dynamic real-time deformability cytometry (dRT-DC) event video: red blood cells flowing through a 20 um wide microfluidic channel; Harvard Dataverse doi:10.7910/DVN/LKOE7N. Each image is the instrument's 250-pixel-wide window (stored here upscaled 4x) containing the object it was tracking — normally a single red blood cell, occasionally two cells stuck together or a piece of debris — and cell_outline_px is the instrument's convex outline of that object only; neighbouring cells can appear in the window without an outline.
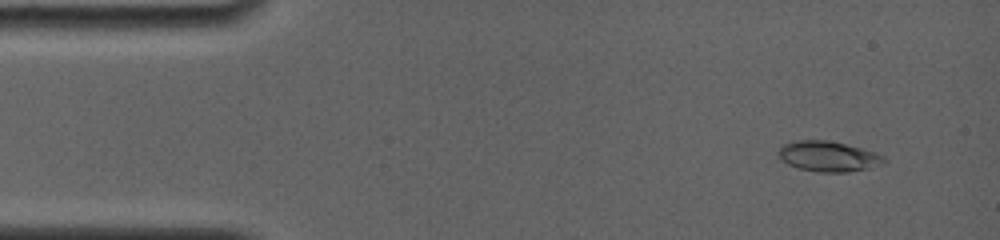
{"species": "common noctule bat (a hibernating species)", "species_latin": "Nyctalus noctula", "temperature_condition": "room temperature", "stored_images_in_passage": 28, "camera_frame_rate_fps": 4000, "um_per_image_px": 0.085, "animal": {"sex": "female", "body_mass_g": 19.0, "forearm_length_mm": 56.7}, "frame": {"image": 1, "passage_image": 4, "time_ms": 1.0, "image_size_px": [1000, 240], "cell_outline_px": [[888, 160], [880, 164], [868, 168], [848, 172], [816, 172], [800, 168], [788, 164], [780, 160], [780, 148], [784, 144], [796, 140], [828, 140], [860, 148], [884, 156]], "centroid_in_image_um": [70.39, 13.29], "position_along_channel_um": 14.6, "area_um2": 18.38}}
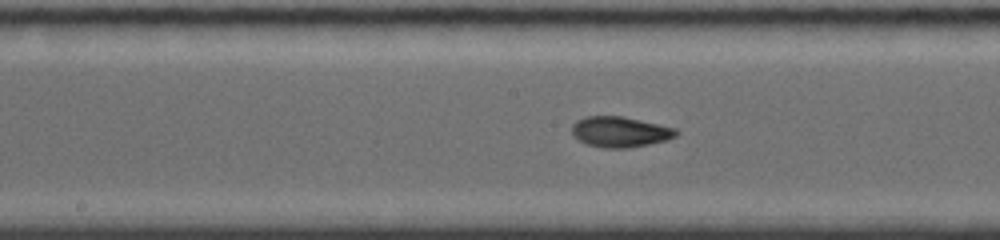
{"frame": {"image": 2, "passage_image": 16, "time_ms": 8.0, "image_size_px": [1000, 240], "cell_outline_px": [[680, 132], [676, 136], [668, 140], [628, 148], [604, 148], [584, 144], [572, 132], [572, 124], [576, 120], [588, 116], [620, 116], [676, 128]], "centroid_in_image_um": [52.71, 11.22], "position_along_channel_um": 195.5, "area_um2": 18.5}}
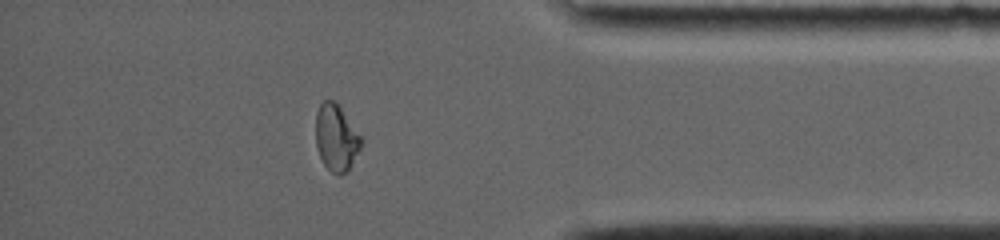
{"frame": {"image": 3, "passage_image": 25, "time_ms": 13.75, "image_size_px": [1000, 240], "cell_outline_px": [[364, 144], [348, 168], [340, 176], [336, 176], [324, 164], [320, 156], [316, 144], [316, 112], [320, 104], [324, 100], [332, 100], [340, 108], [364, 140]], "centroid_in_image_um": [28.58, 11.72], "position_along_channel_um": 406.6, "area_um2": 17.4}, "authors_computed_cell_mechanics": {"area_um2": 17.9469, "velocity_mm_per_s": 3.8853, "shape_relaxation_time_tau1_ms": 4.9955, "shape_relaxation_time_tau2_ms": 0.8673, "deformation_change_tau1": 0.198, "deformation_change_tau2": 0.0523}}